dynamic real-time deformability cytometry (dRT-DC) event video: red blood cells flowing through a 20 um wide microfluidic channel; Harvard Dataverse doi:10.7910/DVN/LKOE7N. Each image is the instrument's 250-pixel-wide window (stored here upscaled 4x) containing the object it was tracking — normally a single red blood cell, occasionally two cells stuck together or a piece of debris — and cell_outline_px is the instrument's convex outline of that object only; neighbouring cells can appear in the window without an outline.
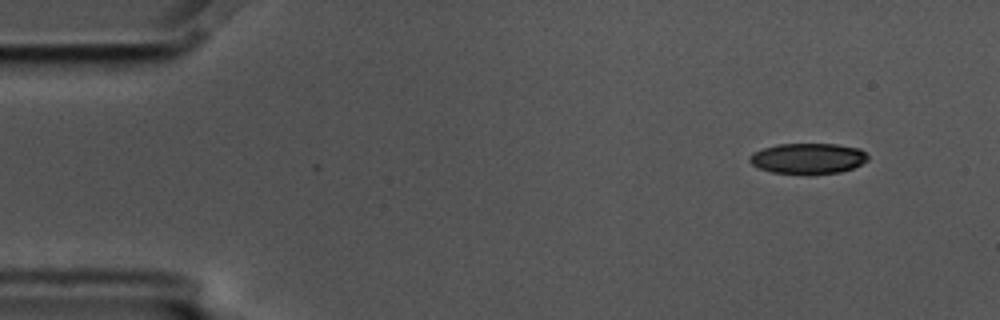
{"species": "common noctule bat (a hibernating species)", "species_latin": "Nyctalus noctula", "temperature_condition": "cold", "stored_images_in_passage": 52, "camera_frame_rate_fps": 3000, "um_per_image_px": 0.085, "animal": {"sex": "male", "body_mass_g": 17.5, "forearm_length_mm": 52.3}, "frame": {"image": 1, "passage_image": 1, "time_ms": 0.0, "image_size_px": [1000, 320], "cell_outline_px": [[868, 160], [852, 168], [840, 172], [808, 176], [772, 172], [760, 168], [752, 164], [748, 160], [748, 156], [752, 152], [776, 144], [836, 144], [860, 148], [868, 156]], "centroid_in_image_um": [68.66, 13.49], "position_along_channel_um": 16.3, "area_um2": 21.56}}
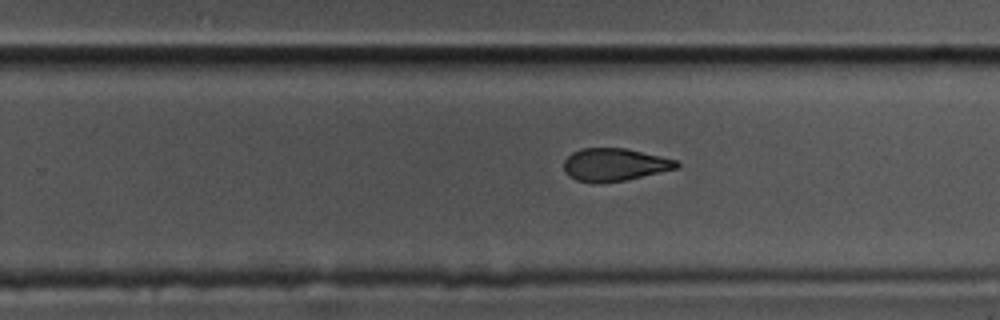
{"frame": {"image": 2, "passage_image": 31, "time_ms": 10.0, "image_size_px": [1000, 320], "cell_outline_px": [[680, 168], [624, 180], [576, 180], [568, 176], [564, 172], [564, 160], [572, 152], [580, 148], [624, 148], [660, 156], [676, 160], [680, 164]], "centroid_in_image_um": [52.25, 13.96], "position_along_channel_um": 277.5, "area_um2": 20.92}}
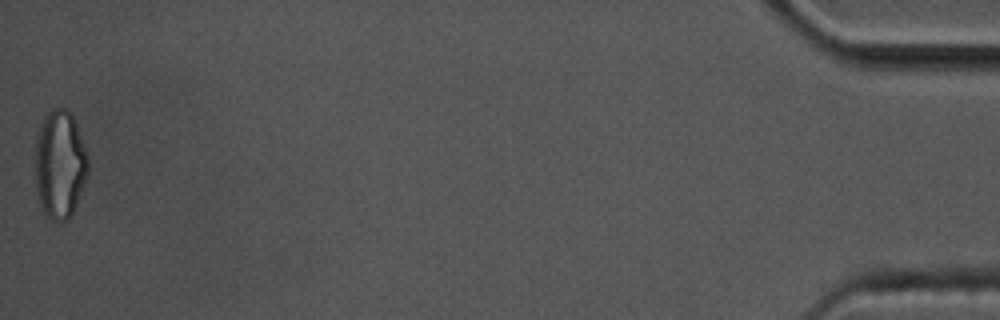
{"frame": {"image": 3, "passage_image": 52, "time_ms": 17.0, "image_size_px": [1000, 320], "cell_outline_px": [[88, 176], [76, 204], [68, 220], [60, 224], [52, 220], [44, 212], [40, 204], [36, 188], [36, 136], [44, 116], [52, 108], [64, 108], [72, 112], [88, 156]], "centroid_in_image_um": [5.1, 13.97], "position_along_channel_um": 430.1, "area_um2": 33.58}, "authors_computed_cell_mechanics": {"area_um2": 23.1778, "velocity_mm_per_s": 3.5758, "shape_relaxation_time_tau1_ms": 10.6356, "shape_relaxation_time_tau2_ms": 3.9902, "deformation_change_tau1": 0.2114, "deformation_change_tau2": 0.1198}}